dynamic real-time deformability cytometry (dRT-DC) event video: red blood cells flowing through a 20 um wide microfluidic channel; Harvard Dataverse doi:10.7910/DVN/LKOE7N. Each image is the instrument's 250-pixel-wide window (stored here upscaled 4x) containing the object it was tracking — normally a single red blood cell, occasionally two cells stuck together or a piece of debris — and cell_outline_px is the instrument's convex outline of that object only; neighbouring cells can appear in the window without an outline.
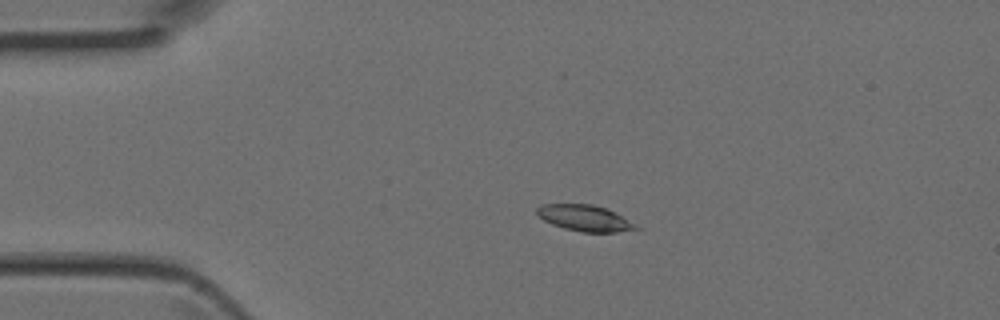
{"species": "Egyptian fruit bat (a non-hibernating species)", "species_latin": "Rousettus aegyptiacus", "temperature_condition": "room temperature", "stored_images_in_passage": 3, "camera_frame_rate_fps": 3000, "um_per_image_px": 0.085, "animal": {"sex": "female"}, "frame": {"image": 1, "passage_image": 3, "time_ms": 0.667, "image_size_px": [1000, 320], "cell_outline_px": [[640, 228], [616, 232], [580, 232], [564, 228], [552, 224], [536, 216], [536, 208], [544, 204], [592, 204], [604, 208], [636, 224]], "centroid_in_image_um": [49.64, 18.54], "position_along_channel_um": 35.4, "area_um2": 14.85}}